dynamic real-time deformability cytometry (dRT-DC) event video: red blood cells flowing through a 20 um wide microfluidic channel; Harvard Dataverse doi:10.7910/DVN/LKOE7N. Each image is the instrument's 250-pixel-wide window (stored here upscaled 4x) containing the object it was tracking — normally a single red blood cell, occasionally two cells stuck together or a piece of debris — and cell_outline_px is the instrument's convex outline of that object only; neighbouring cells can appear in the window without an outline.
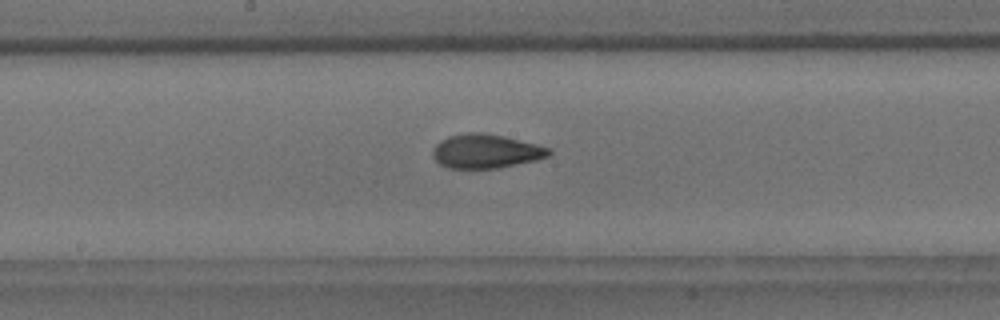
{"species": "common noctule bat (a hibernating species)", "species_latin": "Nyctalus noctula", "temperature_condition": "room temperature", "stored_images_in_passage": 10, "camera_frame_rate_fps": 3000, "um_per_image_px": 0.085, "animal": {"sex": "male", "body_mass_g": 18.8}, "frame": {"image": 1, "passage_image": 10, "time_ms": 11.333, "image_size_px": [1000, 320], "cell_outline_px": [[552, 152], [548, 156], [536, 160], [496, 168], [448, 168], [440, 164], [432, 156], [432, 148], [440, 140], [448, 136], [468, 132], [484, 132], [504, 136], [552, 148]], "centroid_in_image_um": [41.28, 12.84], "position_along_channel_um": 206.9, "area_um2": 23.12}}